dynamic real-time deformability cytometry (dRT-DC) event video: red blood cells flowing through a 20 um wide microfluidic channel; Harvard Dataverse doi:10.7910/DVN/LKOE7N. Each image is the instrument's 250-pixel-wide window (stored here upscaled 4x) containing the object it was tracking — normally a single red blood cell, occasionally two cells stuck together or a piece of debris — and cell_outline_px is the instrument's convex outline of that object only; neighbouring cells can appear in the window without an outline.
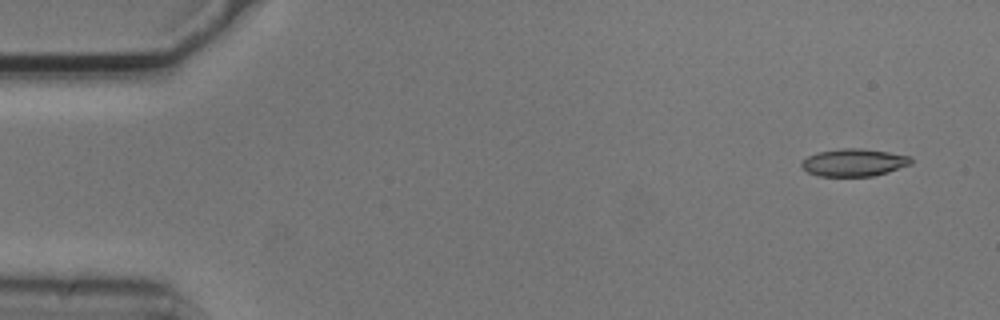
{"species": "common noctule bat (a hibernating species)", "species_latin": "Nyctalus noctula", "temperature_condition": "cold", "stored_images_in_passage": 7, "camera_frame_rate_fps": 3000, "um_per_image_px": 0.085, "animal": {"sex": "male", "body_mass_g": 20.5, "forearm_length_mm": 52.5}, "frame": {"image": 1, "passage_image": 1, "time_ms": 0.0, "image_size_px": [1000, 320], "cell_outline_px": [[912, 164], [888, 172], [872, 176], [820, 176], [808, 172], [800, 164], [808, 156], [816, 152], [840, 148], [860, 148], [888, 152], [912, 156]], "centroid_in_image_um": [72.61, 13.8], "position_along_channel_um": 12.4, "area_um2": 17.57}}
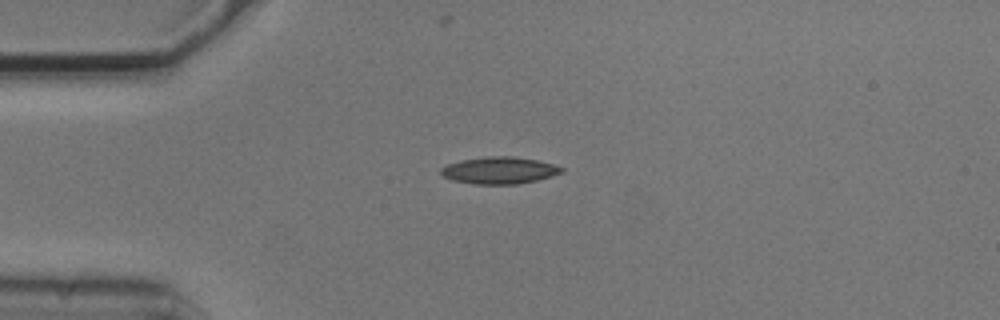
{"frame": {"image": 2, "passage_image": 4, "time_ms": 1.0, "image_size_px": [1000, 320], "cell_outline_px": [[564, 172], [552, 176], [536, 180], [516, 184], [472, 184], [452, 180], [444, 176], [440, 172], [440, 168], [448, 164], [460, 160], [488, 156], [512, 156], [536, 160], [552, 164], [564, 168]], "centroid_in_image_um": [42.43, 14.48], "position_along_channel_um": 42.6, "area_um2": 18.9}}
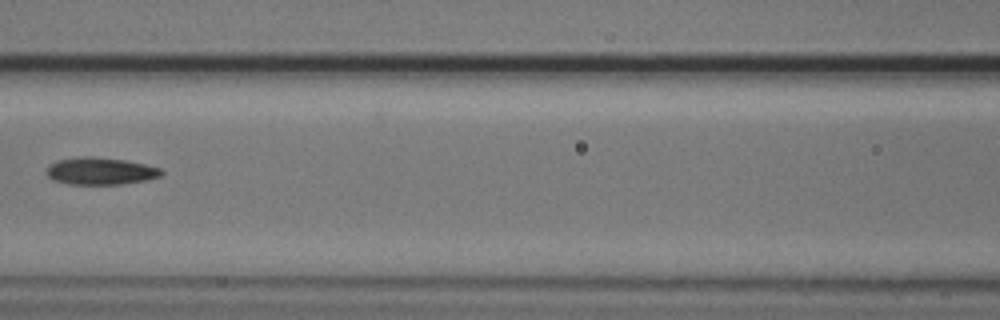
{"frame": {"image": 3, "passage_image": 7, "time_ms": 2.0, "image_size_px": [1000, 320], "cell_outline_px": [[164, 172], [160, 176], [148, 180], [120, 184], [68, 184], [52, 180], [44, 172], [48, 164], [60, 160], [80, 156], [92, 156], [124, 160], [144, 164], [160, 168]], "centroid_in_image_um": [8.5, 14.54], "position_along_channel_um": 158.1, "area_um2": 18.32}}